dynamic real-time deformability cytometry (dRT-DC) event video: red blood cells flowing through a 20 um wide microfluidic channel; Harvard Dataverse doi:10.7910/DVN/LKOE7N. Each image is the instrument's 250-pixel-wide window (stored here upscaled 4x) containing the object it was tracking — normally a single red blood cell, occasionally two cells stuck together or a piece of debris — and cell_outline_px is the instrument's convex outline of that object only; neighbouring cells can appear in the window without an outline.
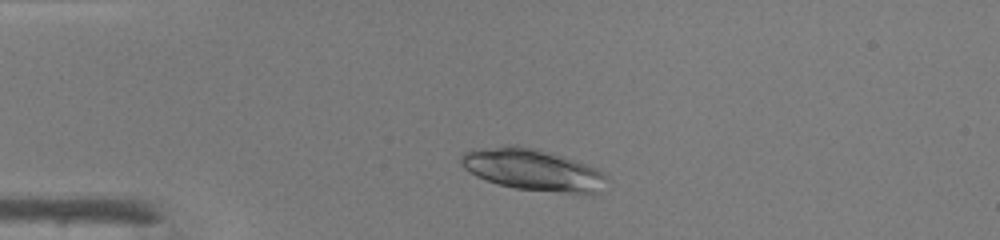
{"species": "common noctule bat (a hibernating species)", "species_latin": "Nyctalus noctula", "temperature_condition": "warm", "stored_images_in_passage": 38, "camera_frame_rate_fps": 3000, "um_per_image_px": 0.085, "animal": {"sex": "male", "body_mass_g": 19.0, "forearm_length_mm": 50.8}, "frame": {"image": 1, "passage_image": 2, "time_ms": 0.333, "image_size_px": [1000, 240], "cell_outline_px": [[608, 180], [600, 192], [564, 192], [516, 188], [500, 184], [476, 176], [468, 172], [460, 164], [460, 156], [464, 152], [480, 148], [504, 144], [516, 144], [564, 156], [576, 160], [596, 168], [608, 176]], "centroid_in_image_um": [45.26, 14.4], "position_along_channel_um": 39.7, "area_um2": 35.14}}
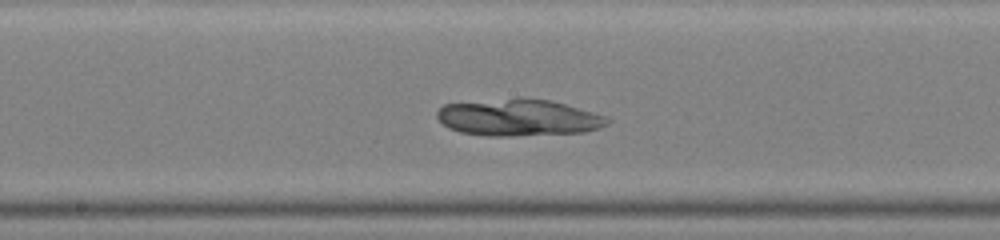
{"frame": {"image": 2, "passage_image": 16, "time_ms": 5.0, "image_size_px": [1000, 240], "cell_outline_px": [[612, 120], [608, 124], [600, 128], [584, 132], [508, 136], [488, 136], [460, 132], [448, 128], [436, 116], [436, 112], [444, 104], [520, 96], [548, 100], [564, 104], [608, 116]], "centroid_in_image_um": [44.07, 9.98], "position_along_channel_um": 204.1, "area_um2": 36.88}}
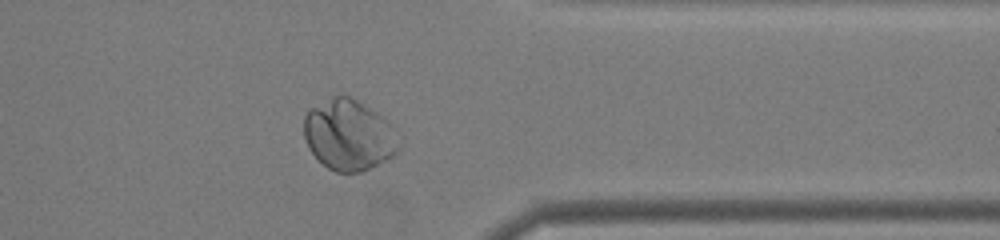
{"frame": {"image": 3, "passage_image": 29, "time_ms": 9.333, "image_size_px": [1000, 240], "cell_outline_px": [[400, 148], [392, 156], [360, 172], [336, 172], [328, 168], [308, 148], [304, 136], [304, 116], [312, 108], [332, 96], [340, 92], [344, 92], [376, 112], [388, 120], [392, 124]], "centroid_in_image_um": [29.64, 11.44], "position_along_channel_um": 381.8, "area_um2": 38.96}}